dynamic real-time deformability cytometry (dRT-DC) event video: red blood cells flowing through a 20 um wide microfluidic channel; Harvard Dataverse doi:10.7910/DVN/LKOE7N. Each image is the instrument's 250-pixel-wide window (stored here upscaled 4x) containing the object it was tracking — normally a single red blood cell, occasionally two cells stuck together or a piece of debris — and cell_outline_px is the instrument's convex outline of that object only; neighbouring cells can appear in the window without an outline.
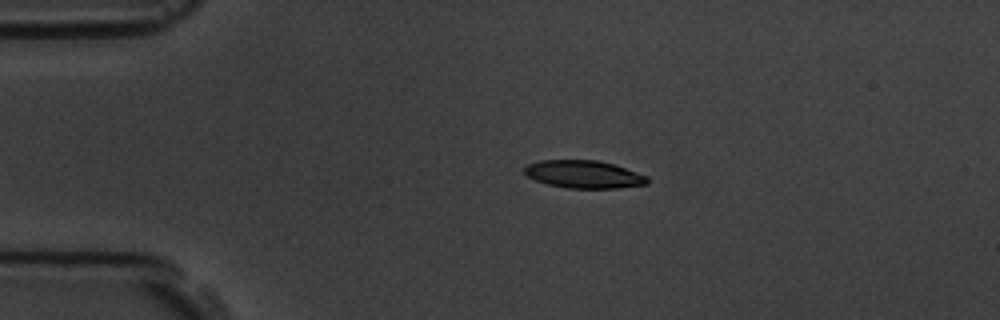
{"species": "common noctule bat (a hibernating species)", "species_latin": "Nyctalus noctula", "temperature_condition": "room temperature", "stored_images_in_passage": 4, "camera_frame_rate_fps": 3000, "um_per_image_px": 0.085, "animal": {"sex": "male", "body_mass_g": 19.5, "forearm_length_mm": 54.6}, "frame": {"image": 1, "passage_image": 3, "time_ms": 2.333, "image_size_px": [1000, 320], "cell_outline_px": [[648, 184], [620, 188], [568, 188], [548, 184], [536, 180], [528, 176], [524, 172], [524, 168], [528, 164], [540, 160], [600, 160], [648, 176]], "centroid_in_image_um": [49.63, 14.81], "position_along_channel_um": 35.4, "area_um2": 19.77}}